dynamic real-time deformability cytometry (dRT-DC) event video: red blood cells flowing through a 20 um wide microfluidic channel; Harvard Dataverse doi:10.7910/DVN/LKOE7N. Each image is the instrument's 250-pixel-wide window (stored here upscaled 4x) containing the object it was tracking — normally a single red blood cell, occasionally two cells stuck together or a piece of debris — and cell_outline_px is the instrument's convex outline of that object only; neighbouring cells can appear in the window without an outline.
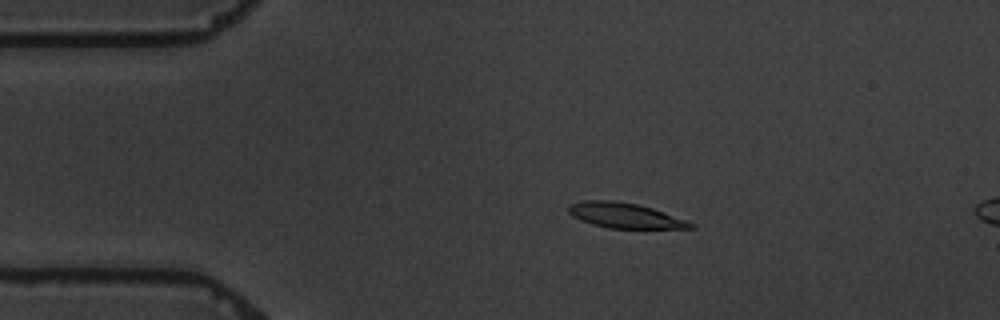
{"species": "common noctule bat (a hibernating species)", "species_latin": "Nyctalus noctula", "temperature_condition": "warm", "stored_images_in_passage": 5, "camera_frame_rate_fps": 3000, "um_per_image_px": 0.085, "animal": {"sex": "male", "body_mass_g": 19.5, "forearm_length_mm": 54.6}, "frame": {"image": 1, "passage_image": 4, "time_ms": 3.333, "image_size_px": [1000, 320], "cell_outline_px": [[696, 228], [608, 228], [592, 224], [580, 220], [572, 216], [568, 212], [568, 204], [584, 200], [612, 200], [636, 204], [652, 208], [696, 224]], "centroid_in_image_um": [53.07, 18.31], "position_along_channel_um": 31.9, "area_um2": 17.8}}